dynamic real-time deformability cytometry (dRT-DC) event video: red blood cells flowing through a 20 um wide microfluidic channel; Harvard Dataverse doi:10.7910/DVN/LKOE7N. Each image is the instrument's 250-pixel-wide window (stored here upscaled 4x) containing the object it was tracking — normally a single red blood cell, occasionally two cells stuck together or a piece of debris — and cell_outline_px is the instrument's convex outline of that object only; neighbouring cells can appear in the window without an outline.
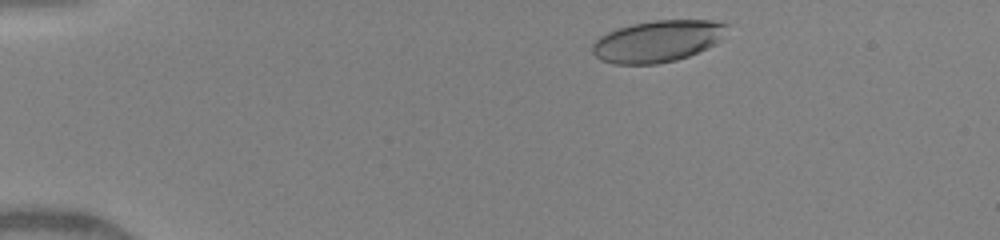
{"species": "human", "species_latin": "Homo sapiens", "temperature_condition": "warm", "stored_images_in_passage": 12, "camera_frame_rate_fps": 3000, "um_per_image_px": 0.085, "donor": {"sex": "female"}, "frame": {"image": 1, "passage_image": 2, "time_ms": 0.667, "image_size_px": [1000, 240], "cell_outline_px": [[732, 24], [720, 40], [716, 44], [708, 48], [688, 56], [676, 60], [656, 64], [612, 64], [600, 60], [592, 52], [592, 44], [600, 36], [608, 32], [632, 24], [652, 20], [712, 20]], "centroid_in_image_um": [55.93, 3.5], "position_along_channel_um": 29.1, "area_um2": 32.95}}
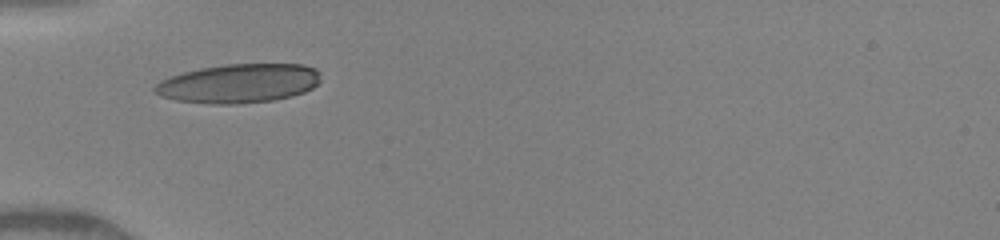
{"frame": {"image": 2, "passage_image": 8, "time_ms": 3.333, "image_size_px": [1000, 240], "cell_outline_px": [[320, 80], [312, 88], [304, 92], [292, 96], [272, 100], [236, 104], [212, 104], [176, 100], [160, 96], [152, 92], [152, 88], [160, 80], [184, 72], [200, 68], [228, 64], [304, 64], [316, 68], [320, 72]], "centroid_in_image_um": [20.29, 7.09], "position_along_channel_um": 64.7, "area_um2": 37.86}}
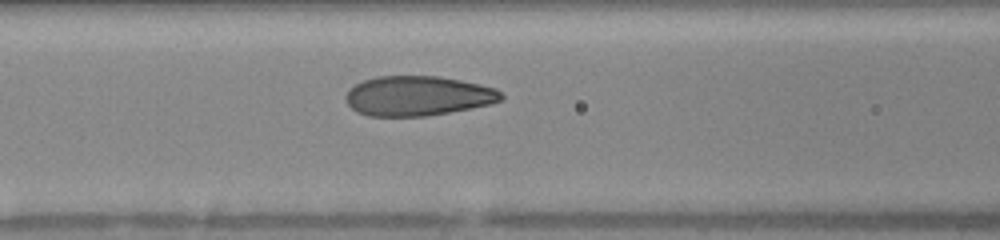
{"frame": {"image": 3, "passage_image": 12, "time_ms": 5.0, "image_size_px": [1000, 240], "cell_outline_px": [[504, 100], [492, 104], [472, 108], [424, 116], [368, 116], [356, 112], [348, 104], [344, 96], [348, 88], [364, 80], [376, 76], [436, 76], [460, 80], [480, 84], [496, 88], [504, 96]], "centroid_in_image_um": [35.51, 8.15], "position_along_channel_um": 131.1, "area_um2": 36.24}}